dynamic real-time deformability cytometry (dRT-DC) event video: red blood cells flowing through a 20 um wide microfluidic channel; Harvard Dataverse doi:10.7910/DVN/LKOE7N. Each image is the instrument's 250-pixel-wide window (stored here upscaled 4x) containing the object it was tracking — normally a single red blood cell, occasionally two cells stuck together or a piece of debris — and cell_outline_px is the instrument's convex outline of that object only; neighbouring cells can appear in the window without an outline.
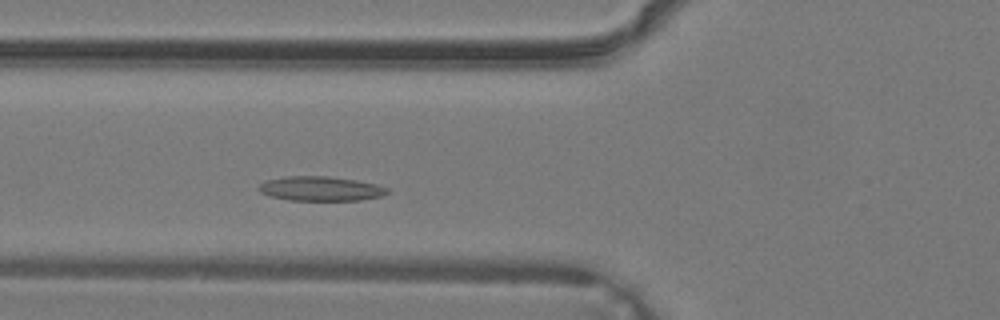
{"species": "common noctule bat (a hibernating species)", "species_latin": "Nyctalus noctula", "temperature_condition": "warm", "stored_images_in_passage": 12, "camera_frame_rate_fps": 3000, "um_per_image_px": 0.085, "animal": {"sex": "male", "body_mass_g": 19.2, "forearm_length_mm": 51.8}, "frame": {"image": 1, "passage_image": 6, "time_ms": 1.667, "image_size_px": [1000, 320], "cell_outline_px": [[388, 192], [380, 196], [360, 200], [288, 200], [272, 196], [260, 192], [256, 188], [264, 180], [288, 176], [324, 176], [356, 180], [376, 184], [388, 188]], "centroid_in_image_um": [27.21, 16.03], "position_along_channel_um": 98.6, "area_um2": 18.21}}
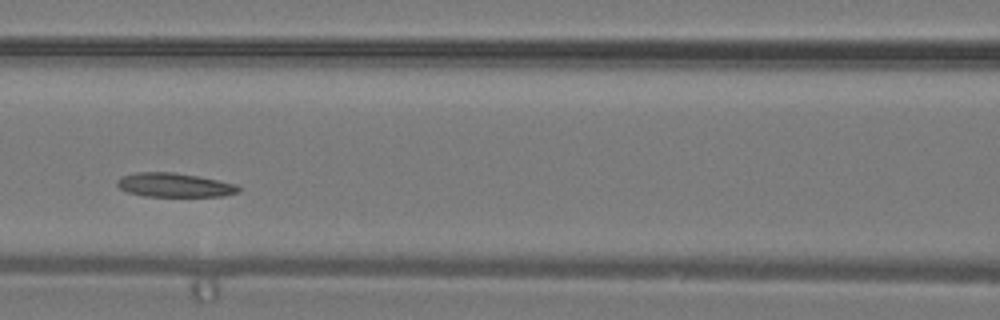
{"frame": {"image": 2, "passage_image": 9, "time_ms": 2.667, "image_size_px": [1000, 320], "cell_outline_px": [[240, 192], [224, 196], [144, 196], [128, 192], [120, 188], [116, 184], [116, 180], [120, 176], [136, 172], [172, 172], [196, 176], [236, 184], [240, 188]], "centroid_in_image_um": [14.79, 15.73], "position_along_channel_um": 151.8, "area_um2": 16.94}}
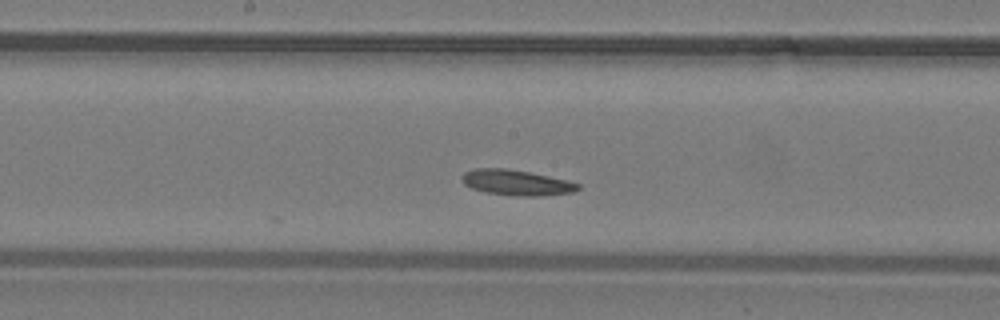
{"frame": {"image": 3, "passage_image": 12, "time_ms": 3.667, "image_size_px": [1000, 320], "cell_outline_px": [[580, 188], [576, 192], [540, 196], [512, 196], [484, 192], [472, 188], [464, 184], [460, 180], [460, 176], [464, 172], [476, 168], [504, 168], [532, 172], [568, 180], [580, 184]], "centroid_in_image_um": [43.9, 15.52], "position_along_channel_um": 204.3, "area_um2": 17.63}}